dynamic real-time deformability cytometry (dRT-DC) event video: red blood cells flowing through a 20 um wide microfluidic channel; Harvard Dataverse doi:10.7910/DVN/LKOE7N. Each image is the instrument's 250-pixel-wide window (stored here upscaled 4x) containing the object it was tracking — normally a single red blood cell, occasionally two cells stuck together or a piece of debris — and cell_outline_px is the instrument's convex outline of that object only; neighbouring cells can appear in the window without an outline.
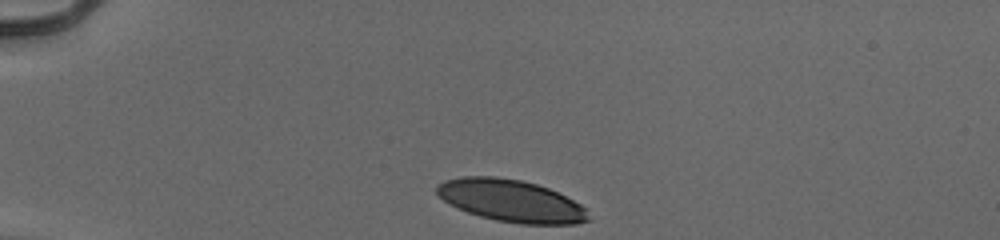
{"species": "human", "species_latin": "Homo sapiens", "temperature_condition": "cold", "stored_images_in_passage": 33, "camera_frame_rate_fps": 3000, "um_per_image_px": 0.085, "donor": {"sex": "male"}, "frame": {"image": 1, "passage_image": 1, "time_ms": 0.0, "image_size_px": [1000, 240], "cell_outline_px": [[592, 220], [576, 224], [520, 224], [496, 220], [480, 216], [468, 212], [444, 200], [436, 192], [436, 184], [444, 180], [460, 176], [496, 176], [520, 180], [536, 184], [548, 188], [588, 208]], "centroid_in_image_um": [43.48, 17.07], "position_along_channel_um": 41.5, "area_um2": 37.28}}
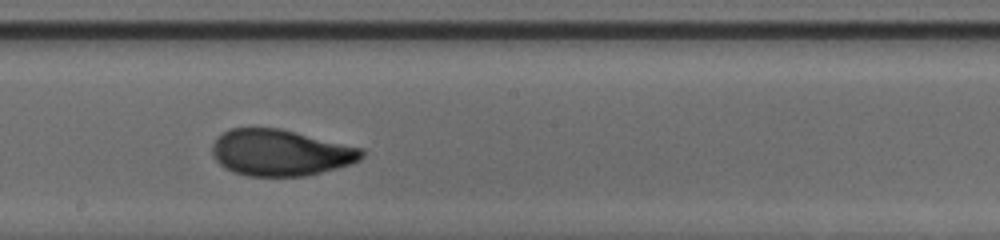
{"frame": {"image": 2, "passage_image": 19, "time_ms": 6.0, "image_size_px": [1000, 240], "cell_outline_px": [[364, 156], [360, 160], [352, 164], [308, 176], [248, 176], [232, 172], [224, 168], [212, 156], [212, 144], [216, 136], [228, 128], [280, 128], [364, 148]], "centroid_in_image_um": [23.83, 12.98], "position_along_channel_um": 224.4, "area_um2": 40.92}}
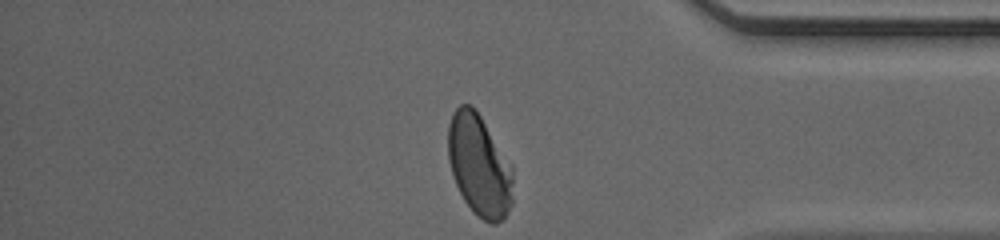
{"frame": {"image": 3, "passage_image": 33, "time_ms": 10.667, "image_size_px": [1000, 240], "cell_outline_px": [[512, 204], [504, 216], [496, 224], [492, 224], [484, 220], [464, 200], [456, 184], [448, 160], [448, 124], [452, 112], [460, 104], [472, 104], [476, 108], [512, 168]], "centroid_in_image_um": [40.71, 14.01], "position_along_channel_um": 394.5, "area_um2": 37.92}, "authors_computed_cell_mechanics": {"area_um2": 39.882, "velocity_mm_per_s": 3.9531, "shape_relaxation_time_tau1_ms": 4.881, "shape_relaxation_time_tau2_ms": null, "deformation_change_tau1": 0.1945, "deformation_change_tau2": null}}